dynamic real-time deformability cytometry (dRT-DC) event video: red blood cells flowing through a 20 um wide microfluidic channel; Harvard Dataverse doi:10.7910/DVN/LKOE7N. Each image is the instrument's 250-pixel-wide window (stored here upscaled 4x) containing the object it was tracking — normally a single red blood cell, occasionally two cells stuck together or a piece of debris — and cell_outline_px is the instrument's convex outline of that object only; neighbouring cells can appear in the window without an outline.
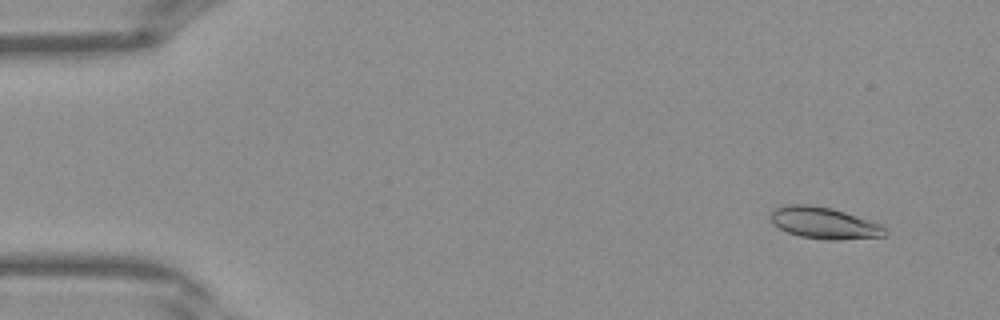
{"species": "Egyptian fruit bat (a non-hibernating species)", "species_latin": "Rousettus aegyptiacus", "temperature_condition": "warm", "stored_images_in_passage": 41, "camera_frame_rate_fps": 3000, "um_per_image_px": 0.085, "frame": {"image": 1, "passage_image": 4, "time_ms": 1.0, "image_size_px": [1000, 320], "cell_outline_px": [[888, 232], [884, 236], [840, 240], [828, 240], [800, 236], [788, 232], [772, 224], [768, 216], [776, 208], [788, 204], [808, 204], [832, 208], [880, 224]], "centroid_in_image_um": [70.01, 18.95], "position_along_channel_um": 15.0, "area_um2": 20.98}}
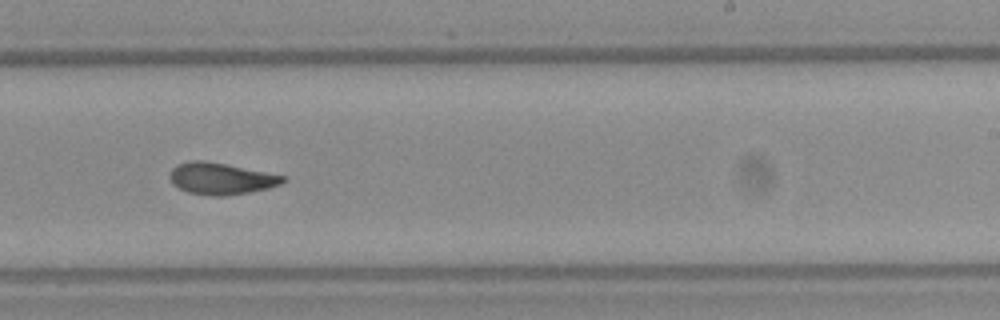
{"frame": {"image": 2, "passage_image": 26, "time_ms": 8.333, "image_size_px": [1000, 320], "cell_outline_px": [[288, 180], [280, 184], [268, 188], [248, 192], [224, 196], [212, 196], [188, 192], [172, 184], [168, 176], [172, 168], [176, 164], [192, 160], [204, 160], [288, 176]], "centroid_in_image_um": [18.78, 15.17], "position_along_channel_um": 270.2, "area_um2": 20.98}}
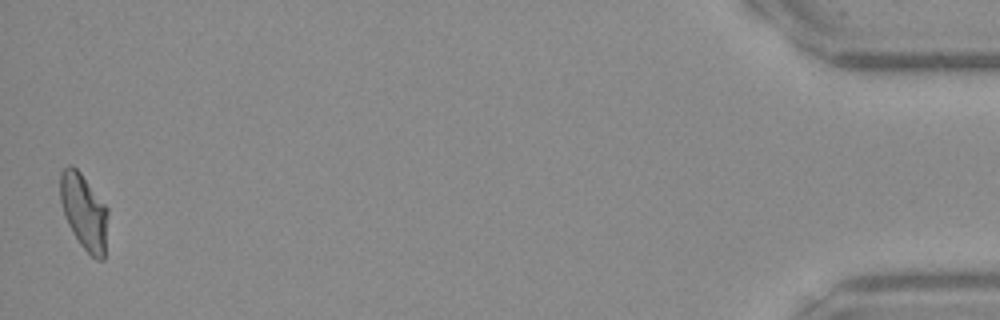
{"frame": {"image": 3, "passage_image": 41, "time_ms": 13.333, "image_size_px": [1000, 320], "cell_outline_px": [[108, 212], [104, 260], [96, 260], [80, 244], [72, 232], [68, 224], [60, 200], [60, 172], [68, 164], [72, 164], [80, 172], [108, 208]], "centroid_in_image_um": [7.14, 17.98], "position_along_channel_um": 428.1, "area_um2": 20.98}}